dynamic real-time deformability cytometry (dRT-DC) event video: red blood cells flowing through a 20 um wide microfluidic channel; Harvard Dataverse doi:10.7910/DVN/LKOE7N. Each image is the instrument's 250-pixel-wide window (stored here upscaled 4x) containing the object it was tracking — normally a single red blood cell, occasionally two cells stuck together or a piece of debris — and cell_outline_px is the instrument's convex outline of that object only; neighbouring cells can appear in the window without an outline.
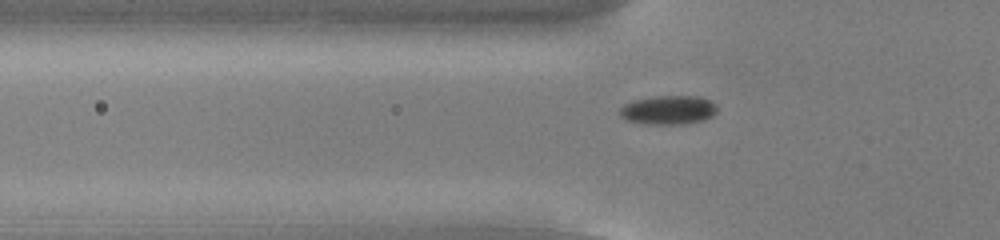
{"species": "common noctule bat (a hibernating species)", "species_latin": "Nyctalus noctula", "temperature_condition": "cold", "stored_images_in_passage": 51, "camera_frame_rate_fps": 3000, "um_per_image_px": 0.085, "animal": {"sex": "male", "body_mass_g": 13.0, "forearm_length_mm": 53.1}, "frame": {"image": 1, "passage_image": 15, "time_ms": 4.667, "image_size_px": [1000, 240], "cell_outline_px": [[716, 112], [712, 116], [704, 120], [684, 124], [644, 124], [628, 120], [620, 116], [620, 108], [624, 104], [632, 100], [656, 96], [700, 96], [712, 100], [716, 104]], "centroid_in_image_um": [56.83, 9.34], "position_along_channel_um": 69.0, "area_um2": 16.59}}
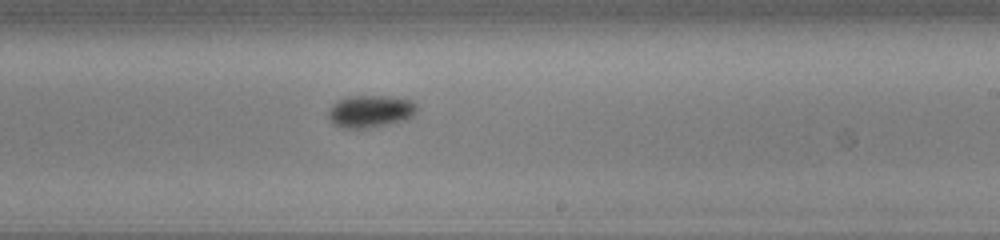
{"frame": {"image": 2, "passage_image": 30, "time_ms": 9.667, "image_size_px": [1000, 240], "cell_outline_px": [[416, 112], [408, 120], [368, 128], [344, 128], [332, 124], [328, 116], [328, 108], [336, 100], [348, 96], [388, 96], [412, 100], [416, 104]], "centroid_in_image_um": [31.46, 9.46], "position_along_channel_um": 257.5, "area_um2": 16.94}}
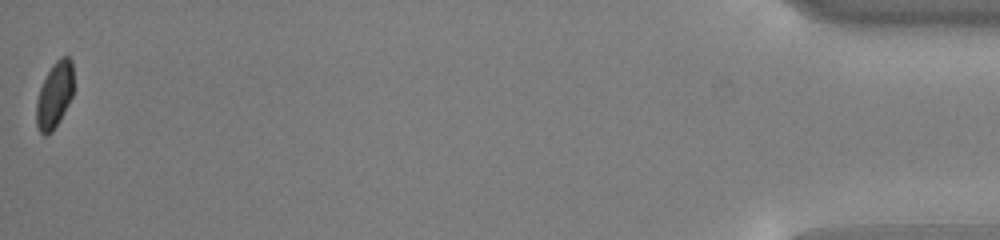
{"frame": {"image": 3, "passage_image": 51, "time_ms": 16.667, "image_size_px": [1000, 240], "cell_outline_px": [[72, 96], [60, 120], [52, 132], [44, 136], [40, 132], [36, 124], [36, 100], [40, 88], [52, 64], [60, 56], [68, 56], [72, 60]], "centroid_in_image_um": [4.62, 8.09], "position_along_channel_um": 430.6, "area_um2": 14.28}, "authors_computed_cell_mechanics": {"area_um2": 15.5482, "velocity_mm_per_s": 3.7907, "shape_relaxation_time_tau1_ms": 1.4196, "shape_relaxation_time_tau2_ms": null, "deformation_change_tau1": 0.082, "deformation_change_tau2": null}}